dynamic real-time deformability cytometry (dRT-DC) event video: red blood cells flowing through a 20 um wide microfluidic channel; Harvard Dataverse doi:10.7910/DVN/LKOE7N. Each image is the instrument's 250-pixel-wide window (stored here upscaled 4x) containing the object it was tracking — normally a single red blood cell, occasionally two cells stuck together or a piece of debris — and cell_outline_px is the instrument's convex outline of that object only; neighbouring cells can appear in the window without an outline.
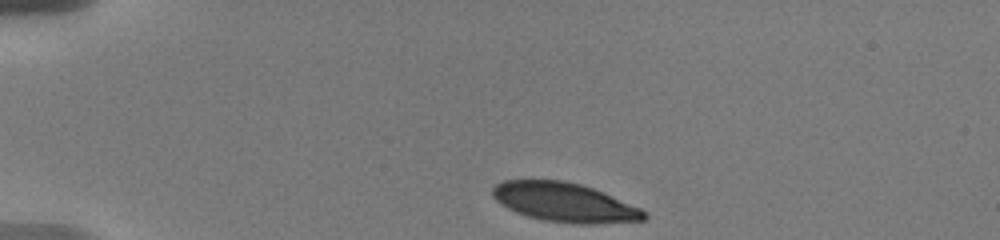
{"species": "human", "species_latin": "Homo sapiens", "temperature_condition": "warm", "stored_images_in_passage": 9, "camera_frame_rate_fps": 3000, "um_per_image_px": 0.085, "donor": {"sex": "male"}, "frame": {"image": 1, "passage_image": 1, "time_ms": 0.0, "image_size_px": [1000, 240], "cell_outline_px": [[648, 216], [644, 220], [596, 224], [572, 224], [544, 220], [528, 216], [516, 212], [500, 204], [492, 196], [492, 188], [496, 184], [504, 180], [564, 180], [580, 184], [592, 188], [640, 208]], "centroid_in_image_um": [47.95, 17.2], "position_along_channel_um": 37.0, "area_um2": 34.39}}